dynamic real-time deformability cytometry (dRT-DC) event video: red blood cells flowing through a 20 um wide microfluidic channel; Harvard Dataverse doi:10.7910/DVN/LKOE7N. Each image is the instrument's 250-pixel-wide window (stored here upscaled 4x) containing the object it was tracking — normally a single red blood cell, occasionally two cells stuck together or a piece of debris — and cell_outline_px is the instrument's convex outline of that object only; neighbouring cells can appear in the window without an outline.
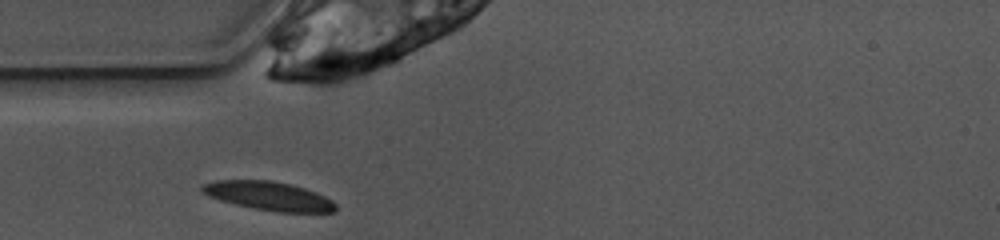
{"species": "common noctule bat (a hibernating species)", "species_latin": "Nyctalus noctula", "temperature_condition": "warm", "stored_images_in_passage": 25, "camera_frame_rate_fps": 3000, "um_per_image_px": 0.085, "animal": {"sex": "female", "body_mass_g": 10.0, "forearm_length_mm": 53.1}, "frame": {"image": 1, "passage_image": 1, "time_ms": 0.0, "image_size_px": [1000, 240], "cell_outline_px": [[336, 208], [332, 212], [276, 212], [236, 204], [220, 200], [208, 196], [200, 192], [200, 188], [204, 184], [216, 180], [272, 180], [292, 184], [316, 192], [332, 200], [336, 204]], "centroid_in_image_um": [22.84, 16.64], "position_along_channel_um": 62.2, "area_um2": 22.31}}
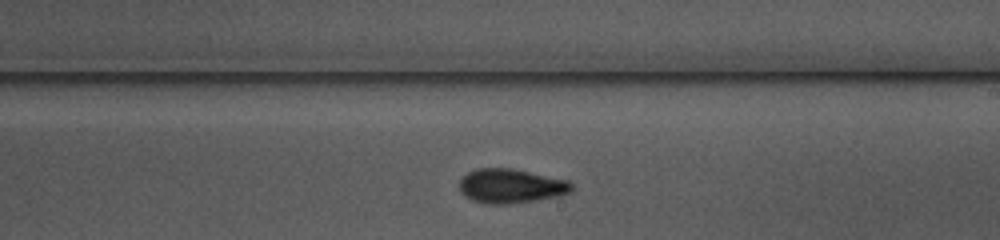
{"frame": {"image": 2, "passage_image": 15, "time_ms": 4.667, "image_size_px": [1000, 240], "cell_outline_px": [[572, 192], [556, 196], [536, 200], [504, 204], [484, 204], [472, 200], [464, 196], [460, 192], [460, 180], [468, 172], [476, 168], [512, 168], [568, 180], [572, 184]], "centroid_in_image_um": [43.4, 15.81], "position_along_channel_um": 245.6, "area_um2": 22.43}}
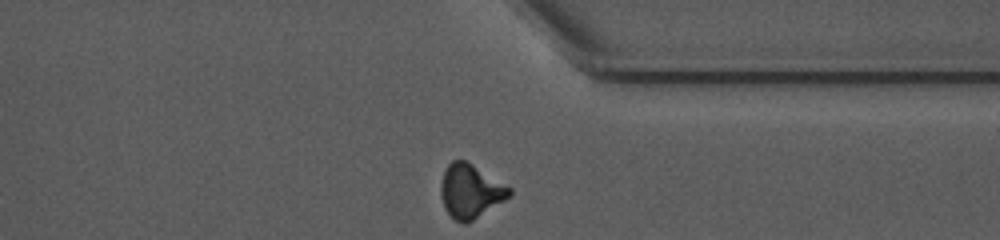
{"frame": {"image": 3, "passage_image": 25, "time_ms": 8.0, "image_size_px": [1000, 240], "cell_outline_px": [[512, 192], [504, 200], [472, 220], [464, 224], [456, 220], [444, 208], [440, 192], [440, 184], [444, 172], [448, 164], [452, 160], [468, 160], [512, 188]], "centroid_in_image_um": [39.98, 16.21], "position_along_channel_um": 371.4, "area_um2": 21.39}, "authors_computed_cell_mechanics": {"area_um2": 21.964, "velocity_mm_per_s": 3.9007, "shape_relaxation_time_tau1_ms": 3.5356, "shape_relaxation_time_tau2_ms": 1.8993, "deformation_change_tau1": 0.1702, "deformation_change_tau2": 0.0956}}